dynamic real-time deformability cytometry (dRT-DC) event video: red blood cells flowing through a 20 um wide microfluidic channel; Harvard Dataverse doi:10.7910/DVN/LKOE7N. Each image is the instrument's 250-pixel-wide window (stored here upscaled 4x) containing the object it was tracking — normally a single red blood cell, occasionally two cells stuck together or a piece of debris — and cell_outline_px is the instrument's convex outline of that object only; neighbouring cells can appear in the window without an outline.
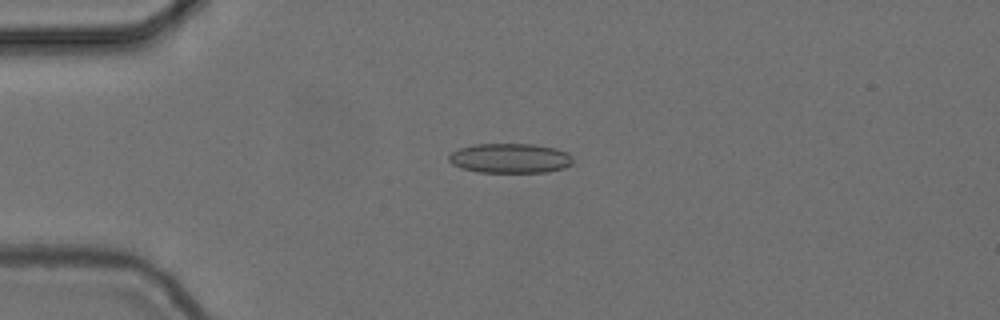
{"species": "common noctule bat (a hibernating species)", "species_latin": "Nyctalus noctula", "temperature_condition": "cold", "stored_images_in_passage": 47, "camera_frame_rate_fps": 3000, "um_per_image_px": 0.085, "animal": {"sex": "female", "body_mass_g": 24.6, "forearm_length_mm": 56.2}, "frame": {"image": 1, "passage_image": 6, "time_ms": 1.667, "image_size_px": [1000, 320], "cell_outline_px": [[572, 164], [564, 168], [548, 172], [480, 172], [460, 168], [452, 164], [448, 160], [448, 156], [452, 152], [460, 148], [476, 144], [536, 144], [556, 148], [568, 152], [572, 156]], "centroid_in_image_um": [43.38, 13.45], "position_along_channel_um": 41.6, "area_um2": 21.62}}
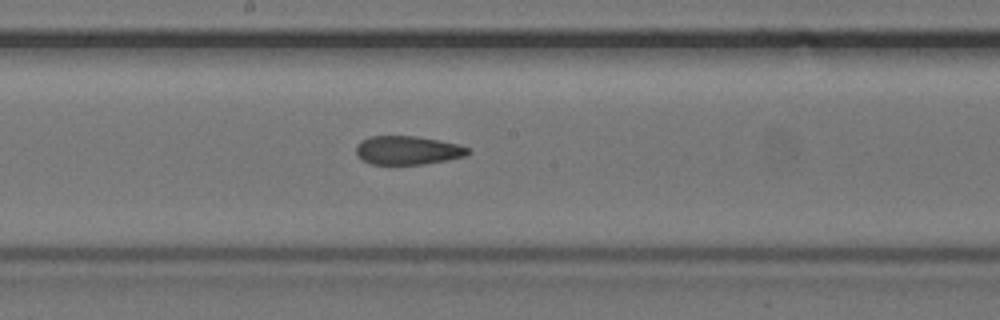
{"frame": {"image": 2, "passage_image": 22, "time_ms": 7.0, "image_size_px": [1000, 320], "cell_outline_px": [[472, 152], [464, 156], [448, 160], [424, 164], [372, 164], [356, 156], [356, 144], [360, 140], [372, 136], [416, 136], [440, 140], [460, 144], [468, 148]], "centroid_in_image_um": [34.66, 12.77], "position_along_channel_um": 213.5, "area_um2": 18.84}}
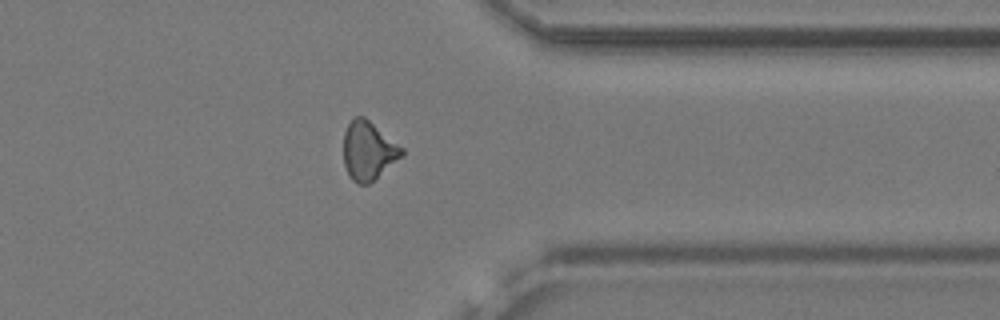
{"frame": {"image": 3, "passage_image": 36, "time_ms": 11.667, "image_size_px": [1000, 320], "cell_outline_px": [[404, 152], [400, 156], [368, 184], [360, 184], [352, 180], [348, 176], [344, 164], [344, 132], [348, 124], [356, 116], [364, 116], [404, 148]], "centroid_in_image_um": [31.28, 12.79], "position_along_channel_um": 380.1, "area_um2": 19.48}, "authors_computed_cell_mechanics": {"area_um2": 19.7676, "velocity_mm_per_s": 3.7273, "shape_relaxation_time_tau1_ms": null, "shape_relaxation_time_tau2_ms": 6.5634, "deformation_change_tau1": null, "deformation_change_tau2": 0.137}}